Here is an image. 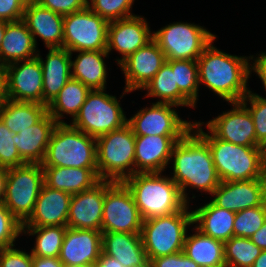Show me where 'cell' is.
<instances>
[{"mask_svg": "<svg viewBox=\"0 0 266 267\" xmlns=\"http://www.w3.org/2000/svg\"><path fill=\"white\" fill-rule=\"evenodd\" d=\"M262 180L266 182V151H263Z\"/></svg>", "mask_w": 266, "mask_h": 267, "instance_id": "obj_55", "label": "cell"}, {"mask_svg": "<svg viewBox=\"0 0 266 267\" xmlns=\"http://www.w3.org/2000/svg\"><path fill=\"white\" fill-rule=\"evenodd\" d=\"M167 172L135 173L123 183L131 191L142 220L180 211L187 203Z\"/></svg>", "mask_w": 266, "mask_h": 267, "instance_id": "obj_4", "label": "cell"}, {"mask_svg": "<svg viewBox=\"0 0 266 267\" xmlns=\"http://www.w3.org/2000/svg\"><path fill=\"white\" fill-rule=\"evenodd\" d=\"M263 151H266V144L262 147Z\"/></svg>", "mask_w": 266, "mask_h": 267, "instance_id": "obj_58", "label": "cell"}, {"mask_svg": "<svg viewBox=\"0 0 266 267\" xmlns=\"http://www.w3.org/2000/svg\"><path fill=\"white\" fill-rule=\"evenodd\" d=\"M102 251L124 267H149L140 234L102 232Z\"/></svg>", "mask_w": 266, "mask_h": 267, "instance_id": "obj_28", "label": "cell"}, {"mask_svg": "<svg viewBox=\"0 0 266 267\" xmlns=\"http://www.w3.org/2000/svg\"><path fill=\"white\" fill-rule=\"evenodd\" d=\"M183 253L200 267H226L224 243L202 234L194 226L186 235Z\"/></svg>", "mask_w": 266, "mask_h": 267, "instance_id": "obj_31", "label": "cell"}, {"mask_svg": "<svg viewBox=\"0 0 266 267\" xmlns=\"http://www.w3.org/2000/svg\"><path fill=\"white\" fill-rule=\"evenodd\" d=\"M109 23L89 7L63 20V48L69 52L106 50Z\"/></svg>", "mask_w": 266, "mask_h": 267, "instance_id": "obj_13", "label": "cell"}, {"mask_svg": "<svg viewBox=\"0 0 266 267\" xmlns=\"http://www.w3.org/2000/svg\"><path fill=\"white\" fill-rule=\"evenodd\" d=\"M67 226L22 227V236L33 237L32 256L59 257Z\"/></svg>", "mask_w": 266, "mask_h": 267, "instance_id": "obj_35", "label": "cell"}, {"mask_svg": "<svg viewBox=\"0 0 266 267\" xmlns=\"http://www.w3.org/2000/svg\"><path fill=\"white\" fill-rule=\"evenodd\" d=\"M25 6L36 0H20Z\"/></svg>", "mask_w": 266, "mask_h": 267, "instance_id": "obj_57", "label": "cell"}, {"mask_svg": "<svg viewBox=\"0 0 266 267\" xmlns=\"http://www.w3.org/2000/svg\"><path fill=\"white\" fill-rule=\"evenodd\" d=\"M21 236L22 223L11 214L3 203H0V249L17 245Z\"/></svg>", "mask_w": 266, "mask_h": 267, "instance_id": "obj_42", "label": "cell"}, {"mask_svg": "<svg viewBox=\"0 0 266 267\" xmlns=\"http://www.w3.org/2000/svg\"><path fill=\"white\" fill-rule=\"evenodd\" d=\"M40 52L36 57L42 66L43 105L48 106L72 78L71 54L65 48H51L43 58Z\"/></svg>", "mask_w": 266, "mask_h": 267, "instance_id": "obj_24", "label": "cell"}, {"mask_svg": "<svg viewBox=\"0 0 266 267\" xmlns=\"http://www.w3.org/2000/svg\"><path fill=\"white\" fill-rule=\"evenodd\" d=\"M228 105L231 109L200 122L220 140L246 147H262L256 140L255 125L247 107L242 102H228Z\"/></svg>", "mask_w": 266, "mask_h": 267, "instance_id": "obj_14", "label": "cell"}, {"mask_svg": "<svg viewBox=\"0 0 266 267\" xmlns=\"http://www.w3.org/2000/svg\"><path fill=\"white\" fill-rule=\"evenodd\" d=\"M7 168L0 167V203H3L7 181Z\"/></svg>", "mask_w": 266, "mask_h": 267, "instance_id": "obj_52", "label": "cell"}, {"mask_svg": "<svg viewBox=\"0 0 266 267\" xmlns=\"http://www.w3.org/2000/svg\"><path fill=\"white\" fill-rule=\"evenodd\" d=\"M174 72L179 92L196 108L199 100L197 60H166Z\"/></svg>", "mask_w": 266, "mask_h": 267, "instance_id": "obj_36", "label": "cell"}, {"mask_svg": "<svg viewBox=\"0 0 266 267\" xmlns=\"http://www.w3.org/2000/svg\"><path fill=\"white\" fill-rule=\"evenodd\" d=\"M72 195L42 186L33 213L22 227L67 226Z\"/></svg>", "mask_w": 266, "mask_h": 267, "instance_id": "obj_22", "label": "cell"}, {"mask_svg": "<svg viewBox=\"0 0 266 267\" xmlns=\"http://www.w3.org/2000/svg\"><path fill=\"white\" fill-rule=\"evenodd\" d=\"M214 205L232 212L263 204V180L221 181L210 195Z\"/></svg>", "mask_w": 266, "mask_h": 267, "instance_id": "obj_21", "label": "cell"}, {"mask_svg": "<svg viewBox=\"0 0 266 267\" xmlns=\"http://www.w3.org/2000/svg\"><path fill=\"white\" fill-rule=\"evenodd\" d=\"M8 99L43 105L42 66L37 57L5 66Z\"/></svg>", "mask_w": 266, "mask_h": 267, "instance_id": "obj_17", "label": "cell"}, {"mask_svg": "<svg viewBox=\"0 0 266 267\" xmlns=\"http://www.w3.org/2000/svg\"><path fill=\"white\" fill-rule=\"evenodd\" d=\"M183 137L135 136V173L170 172L172 149Z\"/></svg>", "mask_w": 266, "mask_h": 267, "instance_id": "obj_19", "label": "cell"}, {"mask_svg": "<svg viewBox=\"0 0 266 267\" xmlns=\"http://www.w3.org/2000/svg\"><path fill=\"white\" fill-rule=\"evenodd\" d=\"M128 93L131 92L123 89L117 98L106 89L91 90L78 115L69 124L94 138L122 128L128 117L120 100Z\"/></svg>", "mask_w": 266, "mask_h": 267, "instance_id": "obj_7", "label": "cell"}, {"mask_svg": "<svg viewBox=\"0 0 266 267\" xmlns=\"http://www.w3.org/2000/svg\"><path fill=\"white\" fill-rule=\"evenodd\" d=\"M261 252L250 238L232 236L224 243L226 267H252Z\"/></svg>", "mask_w": 266, "mask_h": 267, "instance_id": "obj_37", "label": "cell"}, {"mask_svg": "<svg viewBox=\"0 0 266 267\" xmlns=\"http://www.w3.org/2000/svg\"><path fill=\"white\" fill-rule=\"evenodd\" d=\"M105 180H100L91 189L73 194L67 227L101 231Z\"/></svg>", "mask_w": 266, "mask_h": 267, "instance_id": "obj_20", "label": "cell"}, {"mask_svg": "<svg viewBox=\"0 0 266 267\" xmlns=\"http://www.w3.org/2000/svg\"><path fill=\"white\" fill-rule=\"evenodd\" d=\"M93 267H124L120 261L115 258L106 255L103 251L100 253V256Z\"/></svg>", "mask_w": 266, "mask_h": 267, "instance_id": "obj_49", "label": "cell"}, {"mask_svg": "<svg viewBox=\"0 0 266 267\" xmlns=\"http://www.w3.org/2000/svg\"><path fill=\"white\" fill-rule=\"evenodd\" d=\"M22 20L33 35L37 48V38L42 40L47 49L63 48V15L34 1L25 6Z\"/></svg>", "mask_w": 266, "mask_h": 267, "instance_id": "obj_23", "label": "cell"}, {"mask_svg": "<svg viewBox=\"0 0 266 267\" xmlns=\"http://www.w3.org/2000/svg\"><path fill=\"white\" fill-rule=\"evenodd\" d=\"M196 208L190 204L193 215V226L202 234L225 243L234 236L233 223L235 212L214 205L206 199Z\"/></svg>", "mask_w": 266, "mask_h": 267, "instance_id": "obj_27", "label": "cell"}, {"mask_svg": "<svg viewBox=\"0 0 266 267\" xmlns=\"http://www.w3.org/2000/svg\"><path fill=\"white\" fill-rule=\"evenodd\" d=\"M5 247L0 249V267H32V254L29 248L20 246Z\"/></svg>", "mask_w": 266, "mask_h": 267, "instance_id": "obj_43", "label": "cell"}, {"mask_svg": "<svg viewBox=\"0 0 266 267\" xmlns=\"http://www.w3.org/2000/svg\"><path fill=\"white\" fill-rule=\"evenodd\" d=\"M44 184L52 189L65 191L71 195L91 189L100 179L98 169L73 167H42Z\"/></svg>", "mask_w": 266, "mask_h": 267, "instance_id": "obj_30", "label": "cell"}, {"mask_svg": "<svg viewBox=\"0 0 266 267\" xmlns=\"http://www.w3.org/2000/svg\"><path fill=\"white\" fill-rule=\"evenodd\" d=\"M47 113L46 105L34 102L7 99L0 107V118L16 134L38 123Z\"/></svg>", "mask_w": 266, "mask_h": 267, "instance_id": "obj_34", "label": "cell"}, {"mask_svg": "<svg viewBox=\"0 0 266 267\" xmlns=\"http://www.w3.org/2000/svg\"><path fill=\"white\" fill-rule=\"evenodd\" d=\"M101 252V231L67 227L59 259L65 266L93 267Z\"/></svg>", "mask_w": 266, "mask_h": 267, "instance_id": "obj_18", "label": "cell"}, {"mask_svg": "<svg viewBox=\"0 0 266 267\" xmlns=\"http://www.w3.org/2000/svg\"><path fill=\"white\" fill-rule=\"evenodd\" d=\"M216 37V33L200 24L174 21L153 31L152 39L166 60H197Z\"/></svg>", "mask_w": 266, "mask_h": 267, "instance_id": "obj_9", "label": "cell"}, {"mask_svg": "<svg viewBox=\"0 0 266 267\" xmlns=\"http://www.w3.org/2000/svg\"><path fill=\"white\" fill-rule=\"evenodd\" d=\"M91 89L73 78L65 84L58 95L48 104V113L58 124H69L78 115ZM69 116V122L63 120Z\"/></svg>", "mask_w": 266, "mask_h": 267, "instance_id": "obj_32", "label": "cell"}, {"mask_svg": "<svg viewBox=\"0 0 266 267\" xmlns=\"http://www.w3.org/2000/svg\"><path fill=\"white\" fill-rule=\"evenodd\" d=\"M192 128L206 141L221 181H242L262 178V147L235 145L216 138L200 120Z\"/></svg>", "mask_w": 266, "mask_h": 267, "instance_id": "obj_3", "label": "cell"}, {"mask_svg": "<svg viewBox=\"0 0 266 267\" xmlns=\"http://www.w3.org/2000/svg\"><path fill=\"white\" fill-rule=\"evenodd\" d=\"M251 241L262 250H266V221L251 237Z\"/></svg>", "mask_w": 266, "mask_h": 267, "instance_id": "obj_50", "label": "cell"}, {"mask_svg": "<svg viewBox=\"0 0 266 267\" xmlns=\"http://www.w3.org/2000/svg\"><path fill=\"white\" fill-rule=\"evenodd\" d=\"M252 267H266V250H262L261 254L253 262Z\"/></svg>", "mask_w": 266, "mask_h": 267, "instance_id": "obj_53", "label": "cell"}, {"mask_svg": "<svg viewBox=\"0 0 266 267\" xmlns=\"http://www.w3.org/2000/svg\"><path fill=\"white\" fill-rule=\"evenodd\" d=\"M7 23H8V21L0 19V45L2 43V39H3L4 34H5V29H6Z\"/></svg>", "mask_w": 266, "mask_h": 267, "instance_id": "obj_54", "label": "cell"}, {"mask_svg": "<svg viewBox=\"0 0 266 267\" xmlns=\"http://www.w3.org/2000/svg\"><path fill=\"white\" fill-rule=\"evenodd\" d=\"M57 124L55 119L47 113L38 123L20 131L13 137L21 158L27 164L42 163Z\"/></svg>", "mask_w": 266, "mask_h": 267, "instance_id": "obj_26", "label": "cell"}, {"mask_svg": "<svg viewBox=\"0 0 266 267\" xmlns=\"http://www.w3.org/2000/svg\"><path fill=\"white\" fill-rule=\"evenodd\" d=\"M266 221V208L262 204L235 213L233 231L236 237L250 238Z\"/></svg>", "mask_w": 266, "mask_h": 267, "instance_id": "obj_38", "label": "cell"}, {"mask_svg": "<svg viewBox=\"0 0 266 267\" xmlns=\"http://www.w3.org/2000/svg\"><path fill=\"white\" fill-rule=\"evenodd\" d=\"M36 2L63 16L82 11L88 7V0H36Z\"/></svg>", "mask_w": 266, "mask_h": 267, "instance_id": "obj_44", "label": "cell"}, {"mask_svg": "<svg viewBox=\"0 0 266 267\" xmlns=\"http://www.w3.org/2000/svg\"><path fill=\"white\" fill-rule=\"evenodd\" d=\"M135 0H88V7L108 22L134 16Z\"/></svg>", "mask_w": 266, "mask_h": 267, "instance_id": "obj_39", "label": "cell"}, {"mask_svg": "<svg viewBox=\"0 0 266 267\" xmlns=\"http://www.w3.org/2000/svg\"><path fill=\"white\" fill-rule=\"evenodd\" d=\"M16 133L10 131L0 118V167L13 168L27 164L15 145Z\"/></svg>", "mask_w": 266, "mask_h": 267, "instance_id": "obj_41", "label": "cell"}, {"mask_svg": "<svg viewBox=\"0 0 266 267\" xmlns=\"http://www.w3.org/2000/svg\"><path fill=\"white\" fill-rule=\"evenodd\" d=\"M38 51L33 35L23 20L7 23L0 45V64L6 66L33 59Z\"/></svg>", "mask_w": 266, "mask_h": 267, "instance_id": "obj_29", "label": "cell"}, {"mask_svg": "<svg viewBox=\"0 0 266 267\" xmlns=\"http://www.w3.org/2000/svg\"><path fill=\"white\" fill-rule=\"evenodd\" d=\"M169 168H172L169 176L187 204H193L192 200L197 197L195 192L192 197L189 195L193 189L210 197L221 183L209 146L193 128L175 143Z\"/></svg>", "mask_w": 266, "mask_h": 267, "instance_id": "obj_1", "label": "cell"}, {"mask_svg": "<svg viewBox=\"0 0 266 267\" xmlns=\"http://www.w3.org/2000/svg\"><path fill=\"white\" fill-rule=\"evenodd\" d=\"M263 205L266 208V182H263Z\"/></svg>", "mask_w": 266, "mask_h": 267, "instance_id": "obj_56", "label": "cell"}, {"mask_svg": "<svg viewBox=\"0 0 266 267\" xmlns=\"http://www.w3.org/2000/svg\"><path fill=\"white\" fill-rule=\"evenodd\" d=\"M25 5L20 0H0V19L15 22L23 19Z\"/></svg>", "mask_w": 266, "mask_h": 267, "instance_id": "obj_46", "label": "cell"}, {"mask_svg": "<svg viewBox=\"0 0 266 267\" xmlns=\"http://www.w3.org/2000/svg\"><path fill=\"white\" fill-rule=\"evenodd\" d=\"M41 165L97 169L96 138L70 124H57Z\"/></svg>", "mask_w": 266, "mask_h": 267, "instance_id": "obj_6", "label": "cell"}, {"mask_svg": "<svg viewBox=\"0 0 266 267\" xmlns=\"http://www.w3.org/2000/svg\"><path fill=\"white\" fill-rule=\"evenodd\" d=\"M145 91L143 98H156L155 103H168L178 107H195L179 92L175 83L174 72L165 61L156 75L141 90Z\"/></svg>", "mask_w": 266, "mask_h": 267, "instance_id": "obj_33", "label": "cell"}, {"mask_svg": "<svg viewBox=\"0 0 266 267\" xmlns=\"http://www.w3.org/2000/svg\"><path fill=\"white\" fill-rule=\"evenodd\" d=\"M70 54L71 76L73 79L82 82L91 90L108 88V69L109 71L111 70L106 63V59L110 57L107 50L76 51L70 52Z\"/></svg>", "mask_w": 266, "mask_h": 267, "instance_id": "obj_25", "label": "cell"}, {"mask_svg": "<svg viewBox=\"0 0 266 267\" xmlns=\"http://www.w3.org/2000/svg\"><path fill=\"white\" fill-rule=\"evenodd\" d=\"M32 267H64L59 257L32 256Z\"/></svg>", "mask_w": 266, "mask_h": 267, "instance_id": "obj_48", "label": "cell"}, {"mask_svg": "<svg viewBox=\"0 0 266 267\" xmlns=\"http://www.w3.org/2000/svg\"><path fill=\"white\" fill-rule=\"evenodd\" d=\"M250 54V74H256L262 83V87L266 94V51Z\"/></svg>", "mask_w": 266, "mask_h": 267, "instance_id": "obj_47", "label": "cell"}, {"mask_svg": "<svg viewBox=\"0 0 266 267\" xmlns=\"http://www.w3.org/2000/svg\"><path fill=\"white\" fill-rule=\"evenodd\" d=\"M165 61L164 52L152 39L118 65L125 80L123 89L131 93L142 90Z\"/></svg>", "mask_w": 266, "mask_h": 267, "instance_id": "obj_16", "label": "cell"}, {"mask_svg": "<svg viewBox=\"0 0 266 267\" xmlns=\"http://www.w3.org/2000/svg\"><path fill=\"white\" fill-rule=\"evenodd\" d=\"M192 226L190 204L180 211L143 220L140 235L149 262L183 251L186 235Z\"/></svg>", "mask_w": 266, "mask_h": 267, "instance_id": "obj_5", "label": "cell"}, {"mask_svg": "<svg viewBox=\"0 0 266 267\" xmlns=\"http://www.w3.org/2000/svg\"><path fill=\"white\" fill-rule=\"evenodd\" d=\"M147 20L143 15H134L109 23L106 50L109 55L113 51L120 55L115 58L117 66L152 40L153 30Z\"/></svg>", "mask_w": 266, "mask_h": 267, "instance_id": "obj_15", "label": "cell"}, {"mask_svg": "<svg viewBox=\"0 0 266 267\" xmlns=\"http://www.w3.org/2000/svg\"><path fill=\"white\" fill-rule=\"evenodd\" d=\"M142 218L131 191L123 182L105 180L101 232L140 234Z\"/></svg>", "mask_w": 266, "mask_h": 267, "instance_id": "obj_11", "label": "cell"}, {"mask_svg": "<svg viewBox=\"0 0 266 267\" xmlns=\"http://www.w3.org/2000/svg\"><path fill=\"white\" fill-rule=\"evenodd\" d=\"M100 180L123 182L135 174V135L128 124L96 138Z\"/></svg>", "mask_w": 266, "mask_h": 267, "instance_id": "obj_8", "label": "cell"}, {"mask_svg": "<svg viewBox=\"0 0 266 267\" xmlns=\"http://www.w3.org/2000/svg\"><path fill=\"white\" fill-rule=\"evenodd\" d=\"M241 102L251 114L255 125L256 140L263 147L266 144V96L252 91L251 88Z\"/></svg>", "mask_w": 266, "mask_h": 267, "instance_id": "obj_40", "label": "cell"}, {"mask_svg": "<svg viewBox=\"0 0 266 267\" xmlns=\"http://www.w3.org/2000/svg\"><path fill=\"white\" fill-rule=\"evenodd\" d=\"M43 185L41 164L8 168L3 204L20 223L23 224L33 213Z\"/></svg>", "mask_w": 266, "mask_h": 267, "instance_id": "obj_10", "label": "cell"}, {"mask_svg": "<svg viewBox=\"0 0 266 267\" xmlns=\"http://www.w3.org/2000/svg\"><path fill=\"white\" fill-rule=\"evenodd\" d=\"M216 37L197 59L199 86L224 102H241L249 93L250 54L236 55L217 48Z\"/></svg>", "mask_w": 266, "mask_h": 267, "instance_id": "obj_2", "label": "cell"}, {"mask_svg": "<svg viewBox=\"0 0 266 267\" xmlns=\"http://www.w3.org/2000/svg\"><path fill=\"white\" fill-rule=\"evenodd\" d=\"M180 108L168 103L150 102L127 118L135 136H185L193 126L191 119H182Z\"/></svg>", "mask_w": 266, "mask_h": 267, "instance_id": "obj_12", "label": "cell"}, {"mask_svg": "<svg viewBox=\"0 0 266 267\" xmlns=\"http://www.w3.org/2000/svg\"><path fill=\"white\" fill-rule=\"evenodd\" d=\"M7 99L6 68L0 64V107Z\"/></svg>", "mask_w": 266, "mask_h": 267, "instance_id": "obj_51", "label": "cell"}, {"mask_svg": "<svg viewBox=\"0 0 266 267\" xmlns=\"http://www.w3.org/2000/svg\"><path fill=\"white\" fill-rule=\"evenodd\" d=\"M150 267H200L193 260L187 257L183 251L154 258L149 262Z\"/></svg>", "mask_w": 266, "mask_h": 267, "instance_id": "obj_45", "label": "cell"}]
</instances>
